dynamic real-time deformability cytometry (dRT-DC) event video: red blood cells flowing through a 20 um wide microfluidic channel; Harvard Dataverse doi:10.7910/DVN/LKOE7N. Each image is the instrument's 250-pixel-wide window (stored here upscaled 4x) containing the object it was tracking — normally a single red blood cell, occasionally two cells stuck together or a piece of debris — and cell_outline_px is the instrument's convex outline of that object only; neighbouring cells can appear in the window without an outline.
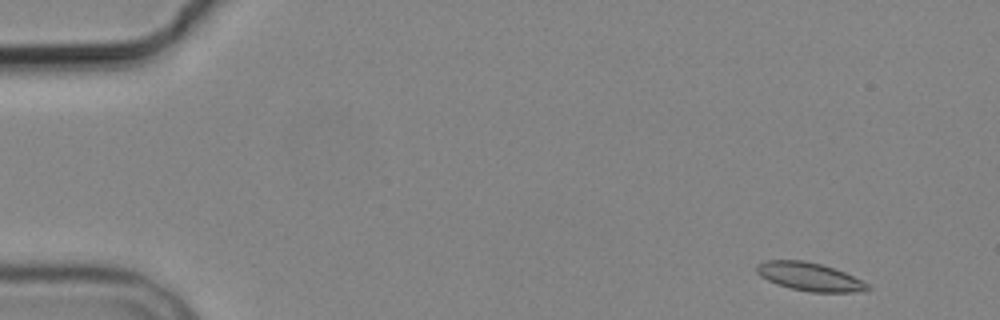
{"species": "common noctule bat (a hibernating species)", "species_latin": "Nyctalus noctula", "temperature_condition": "cold", "stored_images_in_passage": 4, "camera_frame_rate_fps": 3000, "um_per_image_px": 0.085, "animal": {"sex": "male", "body_mass_g": 19.2, "forearm_length_mm": 51.8}, "frame": {"image": 1, "passage_image": 1, "time_ms": 0.0, "image_size_px": [1000, 320], "cell_outline_px": [[872, 288], [868, 292], [808, 292], [776, 284], [760, 276], [756, 272], [756, 264], [764, 260], [804, 260], [820, 264], [844, 272], [868, 284]], "centroid_in_image_um": [68.81, 23.52], "position_along_channel_um": 16.2, "area_um2": 18.32}}